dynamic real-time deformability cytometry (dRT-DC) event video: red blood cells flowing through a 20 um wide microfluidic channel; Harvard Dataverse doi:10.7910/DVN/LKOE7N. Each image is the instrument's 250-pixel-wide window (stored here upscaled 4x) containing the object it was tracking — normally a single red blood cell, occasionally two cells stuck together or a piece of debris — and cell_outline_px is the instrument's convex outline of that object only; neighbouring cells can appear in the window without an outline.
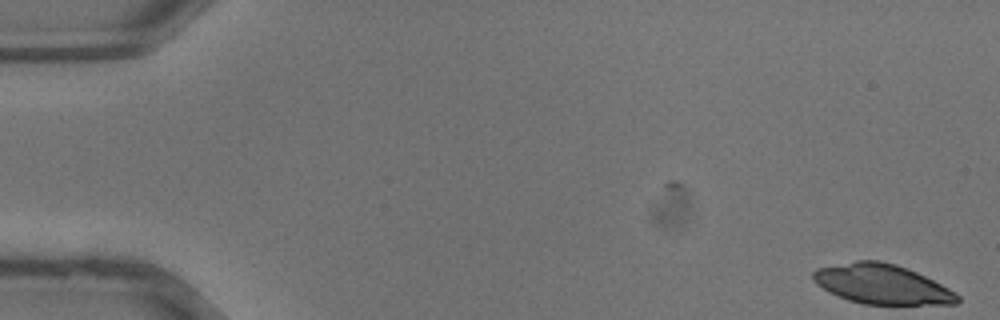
{"species": "common noctule bat (a hibernating species)", "species_latin": "Nyctalus noctula", "temperature_condition": "warm", "stored_images_in_passage": 16, "camera_frame_rate_fps": 3000, "um_per_image_px": 0.085, "animal": {"sex": "male", "body_mass_g": 13.3}, "frame": {"image": 1, "passage_image": 1, "time_ms": 0.0, "image_size_px": [1000, 320], "cell_outline_px": [[960, 300], [956, 304], [864, 304], [848, 300], [828, 292], [816, 284], [812, 280], [812, 272], [816, 268], [856, 260], [880, 260], [896, 264], [916, 272], [956, 292], [960, 296]], "centroid_in_image_um": [74.92, 24.15], "position_along_channel_um": 10.1, "area_um2": 33.41}}